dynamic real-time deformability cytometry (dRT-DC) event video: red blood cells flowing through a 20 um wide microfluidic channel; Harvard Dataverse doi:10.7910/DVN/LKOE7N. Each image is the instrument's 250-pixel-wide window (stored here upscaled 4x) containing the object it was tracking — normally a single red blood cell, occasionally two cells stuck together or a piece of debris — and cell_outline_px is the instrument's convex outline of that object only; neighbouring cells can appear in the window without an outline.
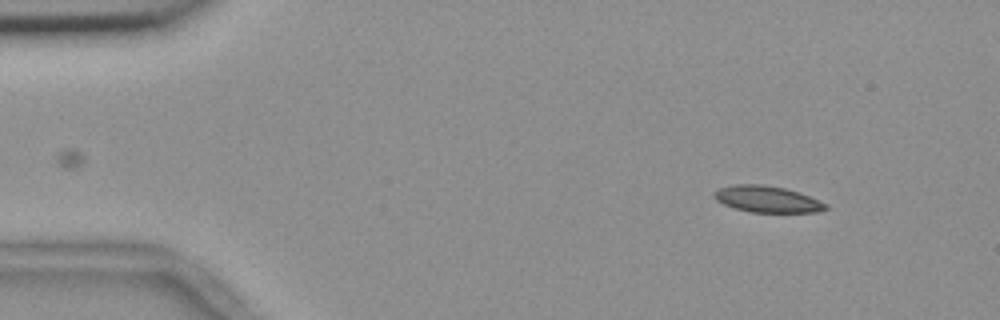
{"species": "common noctule bat (a hibernating species)", "species_latin": "Nyctalus noctula", "temperature_condition": "room temperature", "stored_images_in_passage": 5, "camera_frame_rate_fps": 3000, "um_per_image_px": 0.085, "animal": {"sex": "female", "body_mass_g": 18.4}, "frame": {"image": 1, "passage_image": 3, "time_ms": 0.667, "image_size_px": [1000, 320], "cell_outline_px": [[828, 208], [820, 212], [748, 212], [724, 204], [716, 200], [712, 196], [716, 188], [736, 184], [764, 184], [784, 188], [808, 196], [828, 204]], "centroid_in_image_um": [65.18, 16.92], "position_along_channel_um": 19.8, "area_um2": 17.17}}
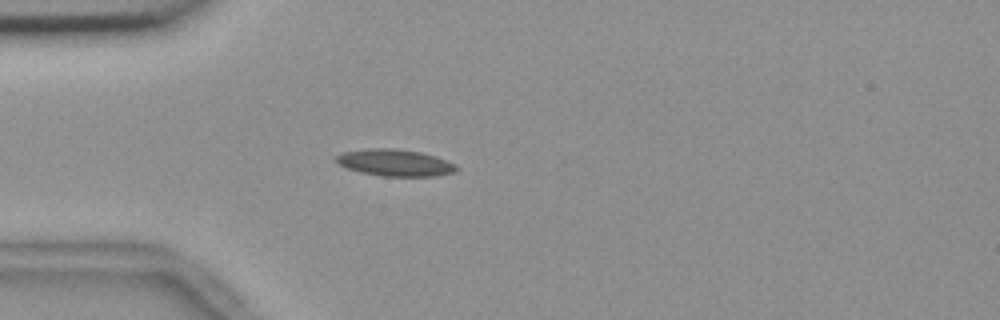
{"frame": {"image": 2, "passage_image": 5, "time_ms": 1.333, "image_size_px": [1000, 320], "cell_outline_px": [[460, 168], [456, 172], [436, 176], [384, 176], [360, 172], [348, 168], [340, 164], [336, 160], [336, 156], [344, 152], [372, 148], [392, 148], [420, 152], [436, 156], [456, 164]], "centroid_in_image_um": [33.65, 13.83], "position_along_channel_um": 51.4, "area_um2": 18.67}}